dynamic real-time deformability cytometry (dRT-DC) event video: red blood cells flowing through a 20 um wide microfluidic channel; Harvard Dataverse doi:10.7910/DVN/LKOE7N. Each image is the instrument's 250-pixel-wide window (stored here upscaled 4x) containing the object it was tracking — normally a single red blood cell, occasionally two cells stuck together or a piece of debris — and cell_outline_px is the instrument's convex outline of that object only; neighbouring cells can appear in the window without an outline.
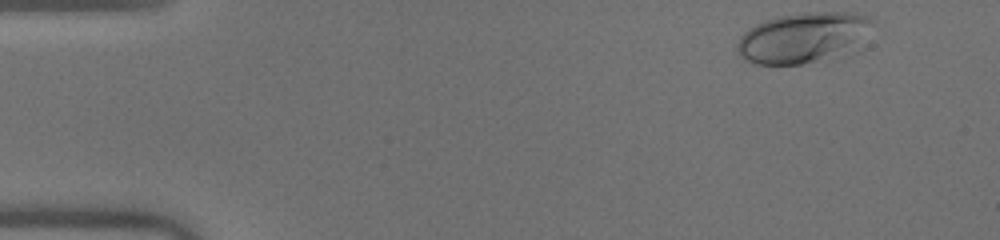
{"species": "human", "species_latin": "Homo sapiens", "temperature_condition": "warm", "stored_images_in_passage": 38, "camera_frame_rate_fps": 3000, "um_per_image_px": 0.085, "donor": {"sex": "male"}, "frame": {"image": 1, "passage_image": 1, "time_ms": 0.0, "image_size_px": [1000, 240], "cell_outline_px": [[872, 20], [864, 48], [856, 52], [804, 64], [756, 64], [744, 60], [740, 56], [736, 48], [736, 44], [740, 36], [748, 28], [764, 20], [780, 16], [804, 12], [852, 12], [868, 16]], "centroid_in_image_um": [68.34, 3.21], "position_along_channel_um": 16.7, "area_um2": 40.81}}
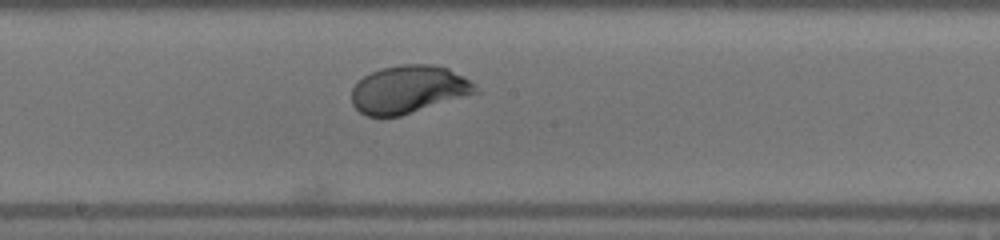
{"frame": {"image": 2, "passage_image": 24, "time_ms": 7.667, "image_size_px": [1000, 240], "cell_outline_px": [[480, 92], [400, 116], [368, 116], [360, 112], [352, 104], [352, 88], [364, 76], [380, 68], [400, 64], [432, 64], [448, 68], [464, 76], [476, 84]], "centroid_in_image_um": [34.76, 7.59], "position_along_channel_um": 213.4, "area_um2": 34.56}}
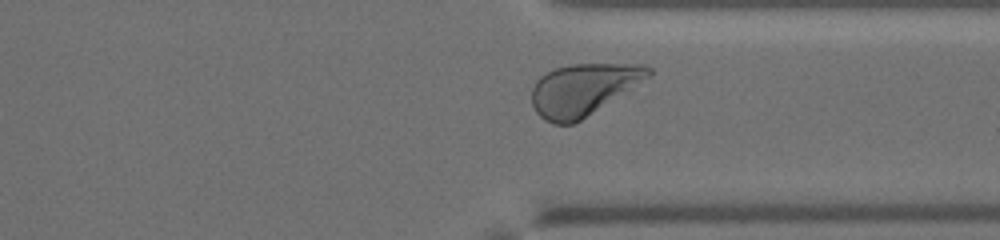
{"frame": {"image": 3, "passage_image": 35, "time_ms": 11.333, "image_size_px": [1000, 240], "cell_outline_px": [[652, 76], [580, 120], [572, 124], [552, 124], [544, 120], [536, 112], [532, 104], [532, 88], [536, 80], [540, 76], [556, 68], [568, 64], [644, 64], [652, 68]], "centroid_in_image_um": [49.58, 7.59], "position_along_channel_um": 361.8, "area_um2": 35.14}, "authors_computed_cell_mechanics": {"area_um2": 34.9112, "velocity_mm_per_s": 4.0549, "shape_relaxation_time_tau1_ms": 2.4157, "shape_relaxation_time_tau2_ms": null, "deformation_change_tau1": 0.18, "deformation_change_tau2": null}}